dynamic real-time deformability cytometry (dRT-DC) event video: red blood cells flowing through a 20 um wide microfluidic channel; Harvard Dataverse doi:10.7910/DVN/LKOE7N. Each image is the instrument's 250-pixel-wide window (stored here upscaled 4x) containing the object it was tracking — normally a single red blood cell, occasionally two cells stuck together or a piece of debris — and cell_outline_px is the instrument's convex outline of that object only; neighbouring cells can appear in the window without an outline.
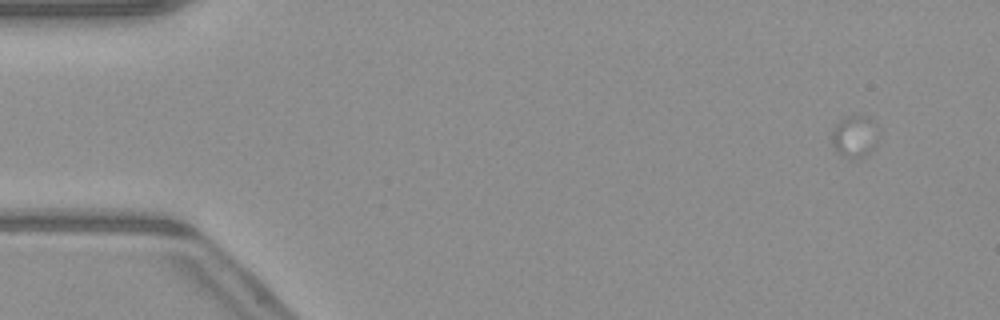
{"species": "common noctule bat (a hibernating species)", "species_latin": "Nyctalus noctula", "temperature_condition": "warm", "stored_images_in_passage": 4, "camera_frame_rate_fps": 3000, "um_per_image_px": 0.085, "animal": {"sex": "male", "body_mass_g": 23.1, "forearm_length_mm": 52.7}, "frame": {"image": 1, "passage_image": 1, "time_ms": 0.0, "image_size_px": [1000, 320], "cell_outline_px": [[880, 128], [876, 148], [864, 156], [852, 160], [840, 152], [832, 144], [832, 132], [836, 124], [844, 116], [856, 112], [860, 112], [868, 116]], "centroid_in_image_um": [72.72, 11.52], "position_along_channel_um": 12.3, "area_um2": 12.02}}